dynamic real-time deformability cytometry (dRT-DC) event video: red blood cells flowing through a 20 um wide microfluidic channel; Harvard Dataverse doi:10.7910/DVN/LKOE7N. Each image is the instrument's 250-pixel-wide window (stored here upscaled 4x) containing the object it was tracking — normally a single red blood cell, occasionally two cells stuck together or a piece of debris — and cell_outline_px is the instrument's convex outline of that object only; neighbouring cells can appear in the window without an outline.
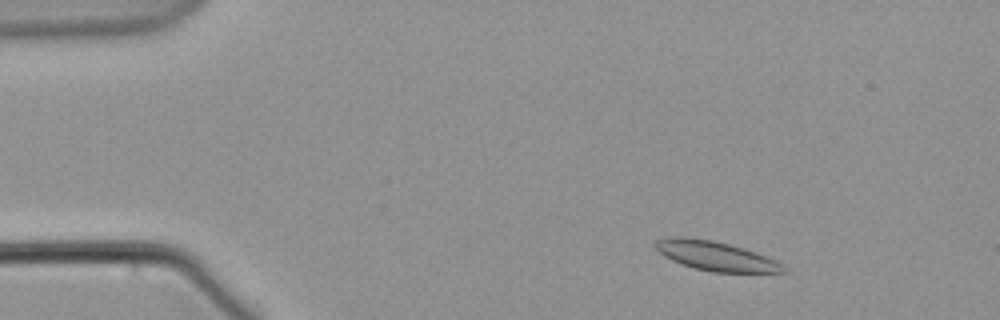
{"species": "common noctule bat (a hibernating species)", "species_latin": "Nyctalus noctula", "temperature_condition": "warm", "stored_images_in_passage": 55, "camera_frame_rate_fps": 3000, "um_per_image_px": 0.085, "animal": {"sex": "male", "body_mass_g": 21.5, "forearm_length_mm": 52.0}, "frame": {"image": 1, "passage_image": 5, "time_ms": 1.333, "image_size_px": [1000, 320], "cell_outline_px": [[788, 272], [712, 272], [692, 268], [672, 260], [664, 256], [652, 244], [656, 240], [668, 236], [680, 236], [712, 240], [744, 248], [756, 252], [776, 260], [788, 268]], "centroid_in_image_um": [60.82, 21.75], "position_along_channel_um": 24.2, "area_um2": 22.02}}
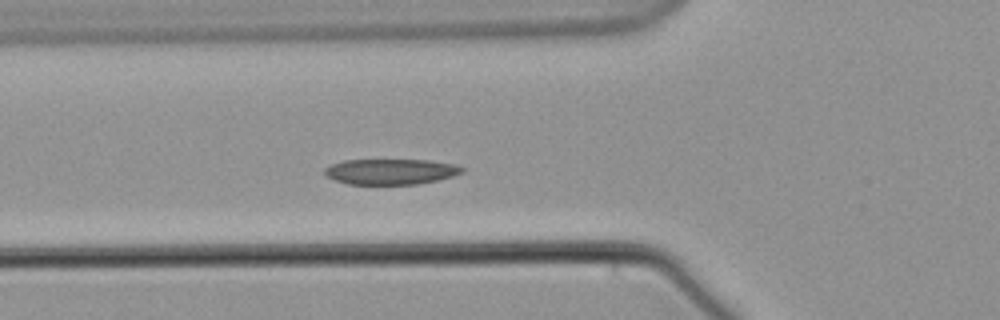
{"frame": {"image": 2, "passage_image": 18, "time_ms": 5.667, "image_size_px": [1000, 320], "cell_outline_px": [[464, 172], [452, 176], [436, 180], [416, 184], [348, 184], [336, 180], [328, 176], [324, 172], [324, 168], [332, 164], [344, 160], [428, 160], [456, 164], [464, 168]], "centroid_in_image_um": [33.23, 14.58], "position_along_channel_um": 92.6, "area_um2": 20.35}}
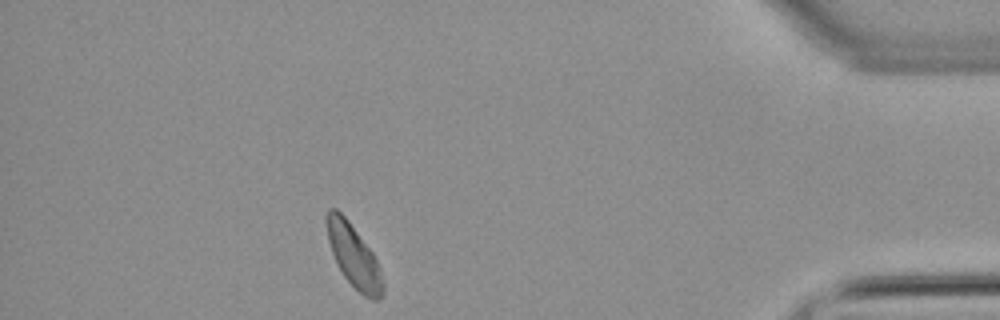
{"frame": {"image": 3, "passage_image": 49, "time_ms": 16.0, "image_size_px": [1000, 320], "cell_outline_px": [[384, 292], [376, 300], [372, 300], [364, 296], [344, 276], [332, 252], [328, 240], [324, 220], [324, 216], [328, 208], [336, 208], [348, 220], [372, 252], [380, 268], [384, 284]], "centroid_in_image_um": [30.05, 21.71], "position_along_channel_um": 405.2, "area_um2": 20.35}}